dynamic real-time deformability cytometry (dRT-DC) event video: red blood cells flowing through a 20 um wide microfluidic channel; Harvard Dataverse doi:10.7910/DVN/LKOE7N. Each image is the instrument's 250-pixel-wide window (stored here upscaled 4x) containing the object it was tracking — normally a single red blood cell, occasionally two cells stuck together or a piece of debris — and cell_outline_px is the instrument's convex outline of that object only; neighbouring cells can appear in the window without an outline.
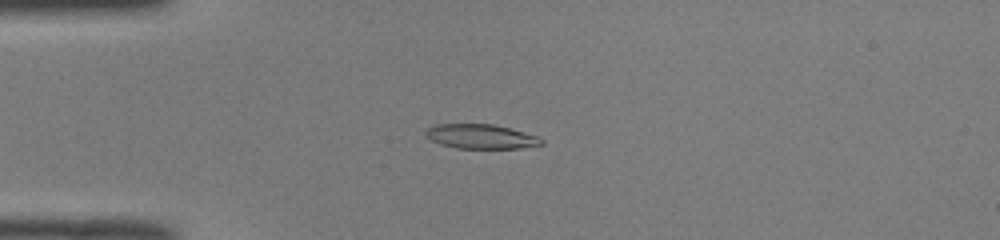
{"species": "common noctule bat (a hibernating species)", "species_latin": "Nyctalus noctula", "temperature_condition": "room temperature", "stored_images_in_passage": 51, "camera_frame_rate_fps": 3000, "um_per_image_px": 0.085, "animal": {"sex": "male", "body_mass_g": 19.0, "forearm_length_mm": 50.8}, "frame": {"image": 1, "passage_image": 14, "time_ms": 4.333, "image_size_px": [1000, 240], "cell_outline_px": [[544, 144], [520, 148], [456, 148], [440, 144], [424, 136], [424, 132], [428, 128], [436, 124], [492, 124], [540, 136], [544, 140]], "centroid_in_image_um": [40.88, 11.6], "position_along_channel_um": 44.1, "area_um2": 16.53}}
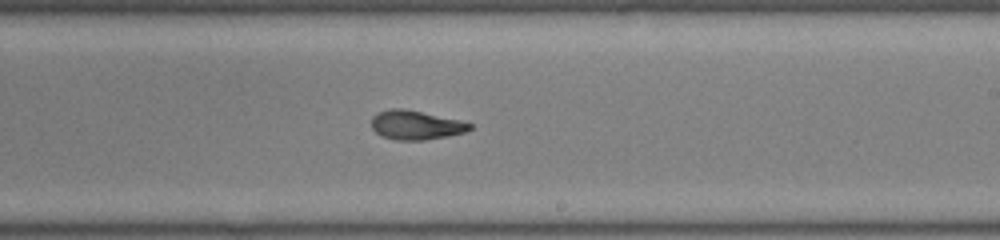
{"frame": {"image": 2, "passage_image": 31, "time_ms": 10.0, "image_size_px": [1000, 240], "cell_outline_px": [[472, 128], [464, 132], [448, 136], [424, 140], [396, 140], [380, 136], [372, 128], [372, 116], [376, 112], [388, 108], [404, 108], [460, 120], [472, 124]], "centroid_in_image_um": [35.3, 10.62], "position_along_channel_um": 253.7, "area_um2": 16.82}}
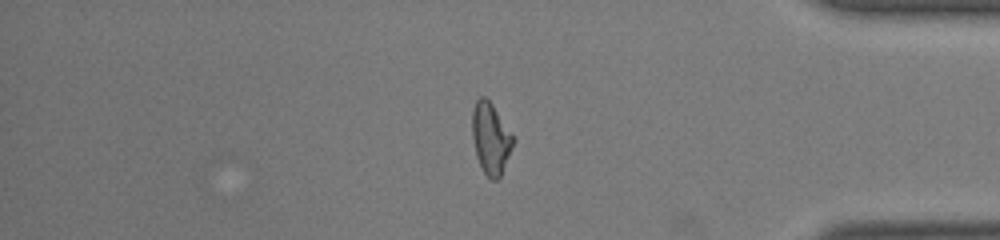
{"frame": {"image": 3, "passage_image": 43, "time_ms": 14.0, "image_size_px": [1000, 240], "cell_outline_px": [[516, 140], [500, 176], [496, 180], [492, 180], [484, 172], [476, 156], [472, 136], [472, 112], [476, 100], [480, 96], [484, 96], [492, 104], [512, 132]], "centroid_in_image_um": [41.72, 11.74], "position_along_channel_um": 393.5, "area_um2": 17.05}, "authors_computed_cell_mechanics": {"area_um2": 17.1666, "velocity_mm_per_s": 4.0908, "shape_relaxation_time_tau1_ms": 8.6476, "shape_relaxation_time_tau2_ms": 3.2017, "deformation_change_tau1": 0.2826, "deformation_change_tau2": 0.1044}}